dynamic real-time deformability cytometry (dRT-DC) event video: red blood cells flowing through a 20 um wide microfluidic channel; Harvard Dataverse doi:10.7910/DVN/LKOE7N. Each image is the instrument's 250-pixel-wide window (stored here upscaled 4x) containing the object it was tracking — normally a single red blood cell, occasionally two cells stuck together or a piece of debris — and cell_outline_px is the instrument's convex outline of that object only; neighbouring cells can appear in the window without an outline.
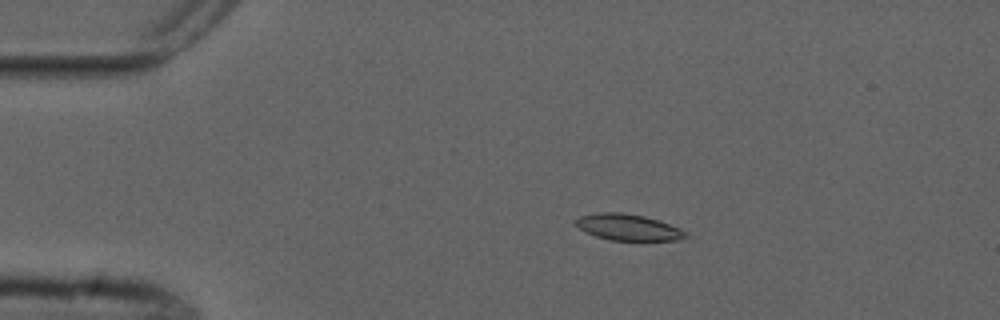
{"species": "common noctule bat (a hibernating species)", "species_latin": "Nyctalus noctula", "temperature_condition": "cold", "stored_images_in_passage": 7, "camera_frame_rate_fps": 3000, "um_per_image_px": 0.085, "animal": {"sex": "male", "forearm_length_mm": 52.5}, "frame": {"image": 1, "passage_image": 4, "time_ms": 3.333, "image_size_px": [1000, 320], "cell_outline_px": [[688, 236], [680, 240], [608, 240], [596, 236], [580, 228], [576, 224], [576, 220], [580, 216], [596, 212], [620, 212], [644, 216], [660, 220], [680, 228], [688, 232]], "centroid_in_image_um": [53.44, 19.31], "position_along_channel_um": 31.6, "area_um2": 16.82}}
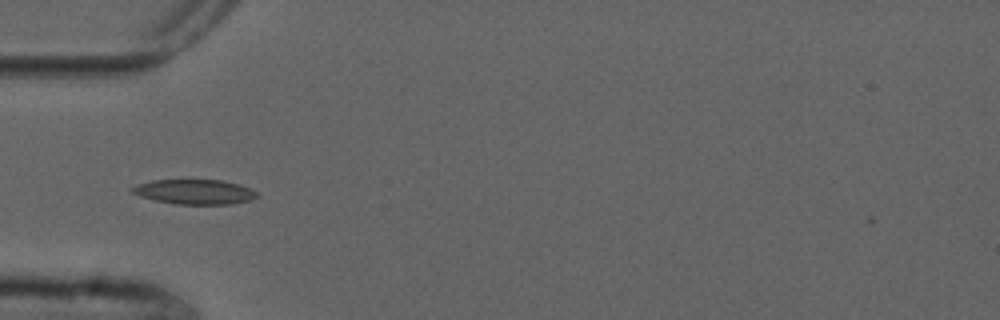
{"frame": {"image": 2, "passage_image": 6, "time_ms": 5.667, "image_size_px": [1000, 320], "cell_outline_px": [[260, 196], [248, 200], [232, 204], [176, 204], [156, 200], [140, 196], [132, 192], [132, 188], [136, 184], [152, 180], [224, 180], [248, 188], [256, 192]], "centroid_in_image_um": [16.53, 16.3], "position_along_channel_um": 68.5, "area_um2": 17.8}}
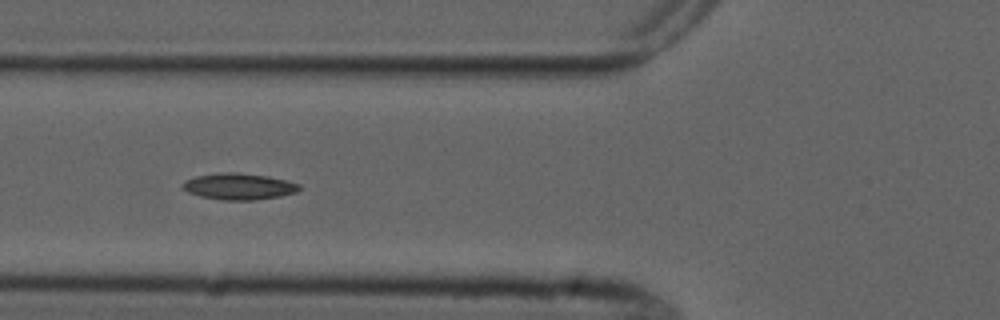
{"frame": {"image": 3, "passage_image": 7, "time_ms": 6.667, "image_size_px": [1000, 320], "cell_outline_px": [[300, 188], [296, 192], [280, 196], [256, 200], [224, 200], [200, 196], [188, 192], [180, 188], [180, 184], [196, 176], [220, 172], [236, 172], [268, 176], [300, 184]], "centroid_in_image_um": [20.27, 15.84], "position_along_channel_um": 105.5, "area_um2": 17.92}}